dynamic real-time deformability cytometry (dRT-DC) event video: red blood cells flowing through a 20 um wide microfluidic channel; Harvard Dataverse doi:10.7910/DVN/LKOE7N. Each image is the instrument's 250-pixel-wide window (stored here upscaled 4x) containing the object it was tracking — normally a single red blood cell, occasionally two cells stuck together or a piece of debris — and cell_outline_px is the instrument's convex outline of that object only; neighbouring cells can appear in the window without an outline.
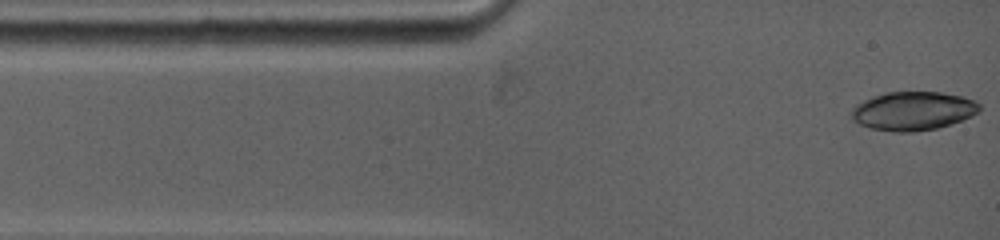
{"species": "common noctule bat (a hibernating species)", "species_latin": "Nyctalus noctula", "temperature_condition": "warm", "stored_images_in_passage": 9, "camera_frame_rate_fps": 5000, "um_per_image_px": 0.085, "animal": {"sex": "female", "body_mass_g": 19.0, "forearm_length_mm": 53.3}, "frame": {"image": 1, "passage_image": 1, "time_ms": 0.0, "image_size_px": [1000, 240], "cell_outline_px": [[980, 112], [972, 116], [936, 128], [912, 132], [892, 132], [872, 128], [860, 124], [852, 120], [848, 112], [856, 104], [872, 96], [888, 92], [940, 92], [964, 96], [976, 100], [980, 104]], "centroid_in_image_um": [77.59, 9.42], "position_along_channel_um": 7.4, "area_um2": 29.07}}